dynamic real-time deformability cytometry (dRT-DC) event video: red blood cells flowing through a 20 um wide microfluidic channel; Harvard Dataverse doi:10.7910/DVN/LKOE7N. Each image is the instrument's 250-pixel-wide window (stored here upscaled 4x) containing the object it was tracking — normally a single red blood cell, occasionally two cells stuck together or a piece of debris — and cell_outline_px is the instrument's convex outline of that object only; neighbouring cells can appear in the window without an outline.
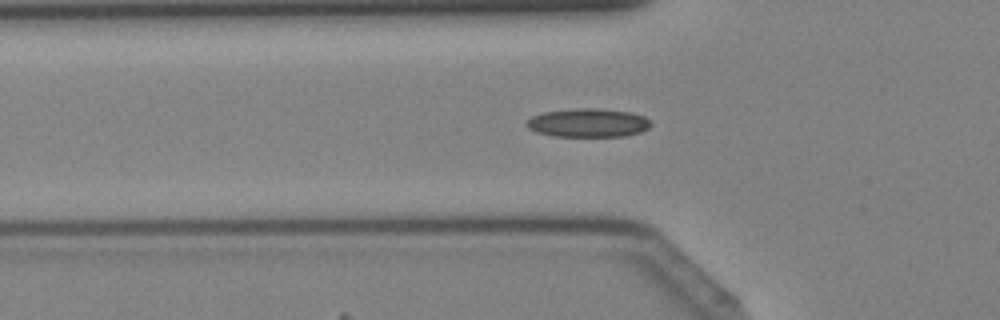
{"species": "Egyptian fruit bat (a non-hibernating species)", "species_latin": "Rousettus aegyptiacus", "temperature_condition": "cold", "stored_images_in_passage": 43, "camera_frame_rate_fps": 3000, "um_per_image_px": 0.085, "animal": {"sex": "female"}, "frame": {"image": 1, "passage_image": 15, "time_ms": 4.667, "image_size_px": [1000, 320], "cell_outline_px": [[652, 124], [648, 128], [640, 132], [624, 136], [552, 136], [536, 132], [528, 128], [524, 124], [532, 116], [544, 112], [572, 108], [600, 108], [632, 112], [644, 116], [652, 120]], "centroid_in_image_um": [50.0, 10.43], "position_along_channel_um": 75.8, "area_um2": 20.98}}
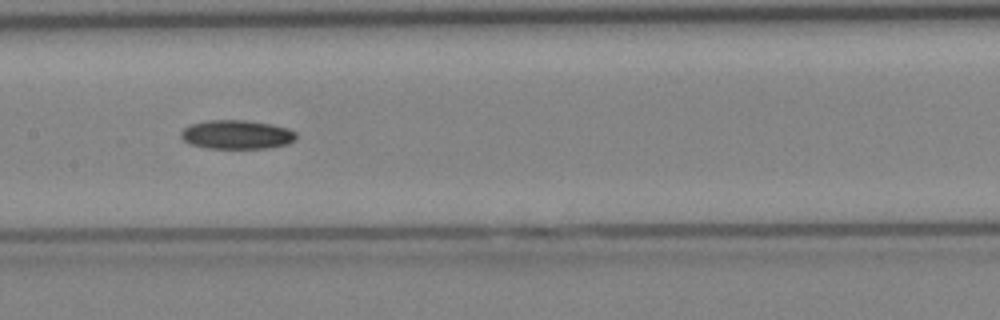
{"frame": {"image": 2, "passage_image": 22, "time_ms": 7.0, "image_size_px": [1000, 320], "cell_outline_px": [[296, 140], [288, 144], [268, 148], [204, 148], [188, 144], [180, 136], [180, 132], [188, 124], [208, 120], [244, 120], [272, 124], [288, 128], [296, 132]], "centroid_in_image_um": [20.1, 11.44], "position_along_channel_um": 187.3, "area_um2": 19.71}}
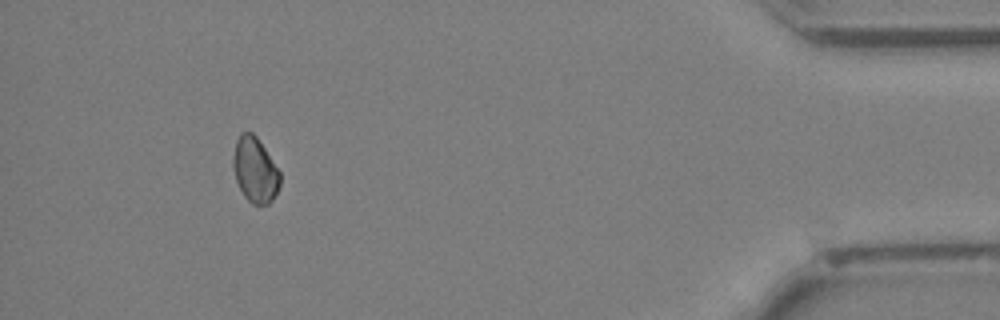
{"frame": {"image": 3, "passage_image": 40, "time_ms": 13.0, "image_size_px": [1000, 320], "cell_outline_px": [[280, 184], [272, 200], [268, 204], [252, 204], [244, 196], [236, 180], [232, 168], [232, 156], [236, 140], [240, 132], [252, 132], [256, 136], [280, 172]], "centroid_in_image_um": [21.64, 14.43], "position_along_channel_um": 413.6, "area_um2": 17.74}}